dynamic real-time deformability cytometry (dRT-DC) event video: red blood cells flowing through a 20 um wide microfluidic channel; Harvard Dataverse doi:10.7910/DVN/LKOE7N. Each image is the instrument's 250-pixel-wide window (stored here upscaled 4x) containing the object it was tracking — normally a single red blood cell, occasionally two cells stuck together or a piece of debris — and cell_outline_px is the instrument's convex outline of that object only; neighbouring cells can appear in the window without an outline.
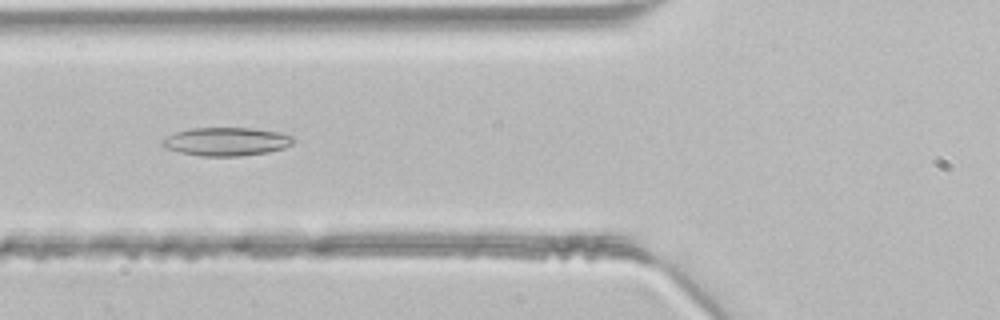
{"species": "common noctule bat (a hibernating species)", "species_latin": "Nyctalus noctula", "temperature_condition": "room temperature", "stored_images_in_passage": 44, "camera_frame_rate_fps": 3000, "um_per_image_px": 0.085, "animal": {"sex": "male", "body_mass_g": 21.5, "forearm_length_mm": 52.0}, "frame": {"image": 1, "passage_image": 15, "time_ms": 4.667, "image_size_px": [1000, 320], "cell_outline_px": [[292, 144], [284, 148], [268, 152], [240, 156], [200, 156], [180, 152], [168, 148], [160, 144], [160, 140], [176, 132], [188, 128], [252, 128], [280, 132], [292, 136]], "centroid_in_image_um": [19.22, 12.03], "position_along_channel_um": 106.6, "area_um2": 21.62}}
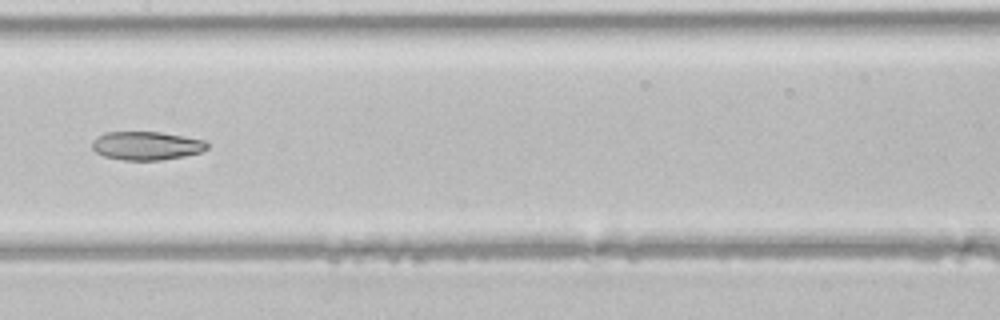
{"frame": {"image": 2, "passage_image": 21, "time_ms": 6.667, "image_size_px": [1000, 320], "cell_outline_px": [[208, 148], [200, 152], [184, 156], [160, 160], [124, 160], [104, 156], [96, 152], [92, 148], [92, 140], [104, 132], [160, 132], [204, 140], [208, 144]], "centroid_in_image_um": [12.43, 12.38], "position_along_channel_um": 195.0, "area_um2": 19.02}}
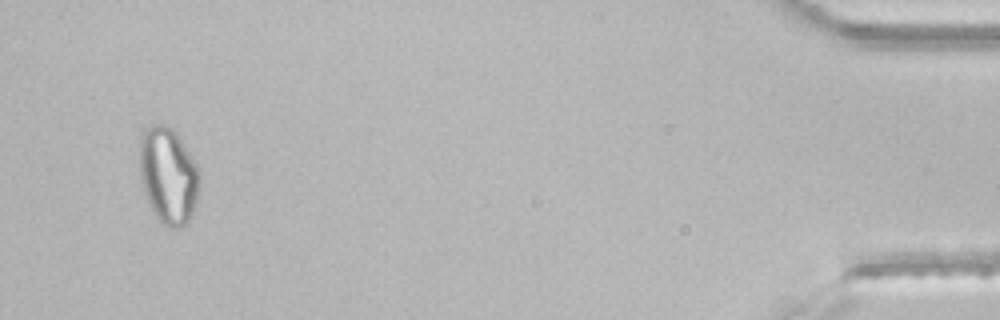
{"frame": {"image": 3, "passage_image": 42, "time_ms": 13.667, "image_size_px": [1000, 320], "cell_outline_px": [[200, 180], [196, 200], [192, 216], [188, 224], [184, 228], [172, 228], [164, 224], [156, 216], [144, 192], [140, 176], [140, 136], [144, 128], [152, 124], [164, 124], [172, 128], [176, 132], [196, 164], [200, 172]], "centroid_in_image_um": [14.31, 14.91], "position_along_channel_um": 420.9, "area_um2": 33.81}}